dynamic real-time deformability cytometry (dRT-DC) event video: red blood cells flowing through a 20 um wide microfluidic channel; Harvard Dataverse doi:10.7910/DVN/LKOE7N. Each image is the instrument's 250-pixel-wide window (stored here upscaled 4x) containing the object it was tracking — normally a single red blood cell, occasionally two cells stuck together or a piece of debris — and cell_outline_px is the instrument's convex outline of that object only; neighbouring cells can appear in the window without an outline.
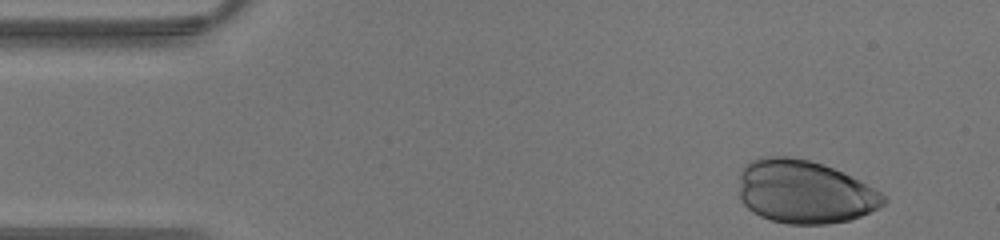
{"species": "human", "species_latin": "Homo sapiens", "temperature_condition": "warm", "stored_images_in_passage": 30, "camera_frame_rate_fps": 3000, "um_per_image_px": 0.085, "donor": {"sex": "male"}, "frame": {"image": 1, "passage_image": 1, "time_ms": 0.0, "image_size_px": [1000, 240], "cell_outline_px": [[888, 200], [884, 204], [860, 216], [848, 220], [828, 224], [788, 224], [772, 220], [760, 216], [752, 212], [740, 200], [740, 172], [752, 160], [764, 156], [788, 156], [808, 160], [824, 164], [860, 180], [880, 192]], "centroid_in_image_um": [68.37, 16.3], "position_along_channel_um": 16.6, "area_um2": 53.12}}
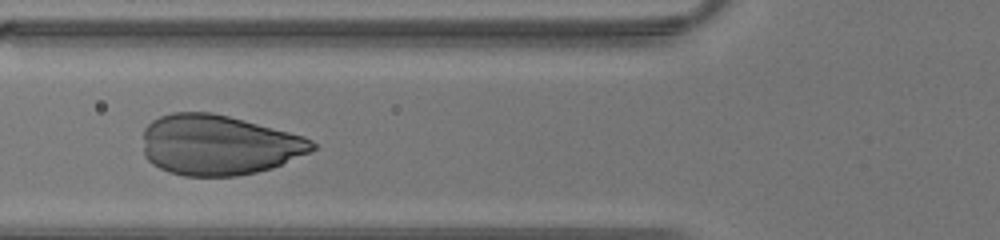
{"frame": {"image": 2, "passage_image": 13, "time_ms": 4.0, "image_size_px": [1000, 240], "cell_outline_px": [[316, 148], [308, 152], [272, 168], [256, 172], [236, 176], [184, 176], [168, 172], [152, 164], [144, 156], [144, 128], [152, 120], [160, 116], [172, 112], [212, 112], [228, 116], [304, 136], [312, 140], [316, 144]], "centroid_in_image_um": [18.55, 12.32], "position_along_channel_um": 107.3, "area_um2": 59.3}}
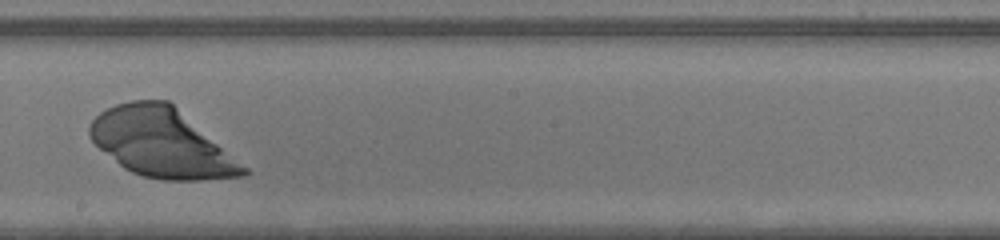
{"frame": {"image": 3, "passage_image": 21, "time_ms": 6.667, "image_size_px": [1000, 240], "cell_outline_px": [[248, 172], [244, 176], [200, 180], [164, 180], [144, 176], [132, 172], [124, 168], [100, 148], [92, 140], [88, 132], [88, 128], [92, 120], [100, 112], [116, 104], [128, 100], [168, 100], [248, 168]], "centroid_in_image_um": [13.72, 12.14], "position_along_channel_um": 234.5, "area_um2": 60.75}}